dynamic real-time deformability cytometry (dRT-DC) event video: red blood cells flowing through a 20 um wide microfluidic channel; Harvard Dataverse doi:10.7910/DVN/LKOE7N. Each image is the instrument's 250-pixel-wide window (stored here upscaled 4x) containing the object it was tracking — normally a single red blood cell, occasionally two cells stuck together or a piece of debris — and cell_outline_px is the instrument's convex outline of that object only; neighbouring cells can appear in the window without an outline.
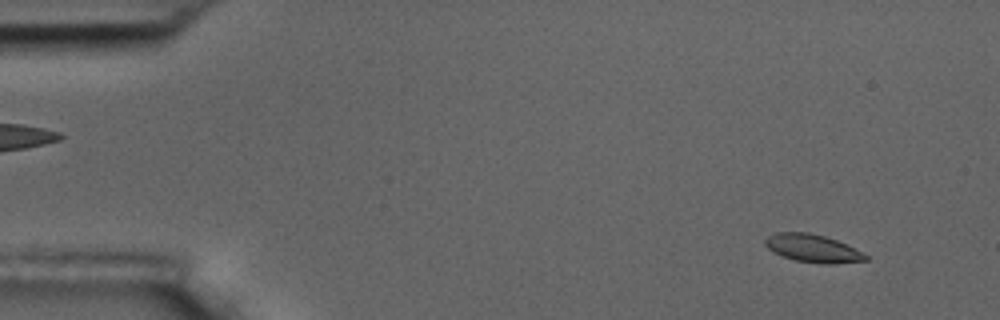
{"species": "common noctule bat (a hibernating species)", "species_latin": "Nyctalus noctula", "temperature_condition": "room temperature", "stored_images_in_passage": 52, "camera_frame_rate_fps": 3000, "um_per_image_px": 0.085, "animal": {"sex": "male", "body_mass_g": 17.5, "forearm_length_mm": 52.3}, "frame": {"image": 1, "passage_image": 1, "time_ms": 0.0, "image_size_px": [1000, 320], "cell_outline_px": [[868, 260], [836, 264], [820, 264], [796, 260], [784, 256], [768, 248], [764, 244], [764, 240], [768, 236], [776, 232], [808, 232], [824, 236], [836, 240], [868, 256]], "centroid_in_image_um": [69.07, 21.11], "position_along_channel_um": 15.9, "area_um2": 16.07}}
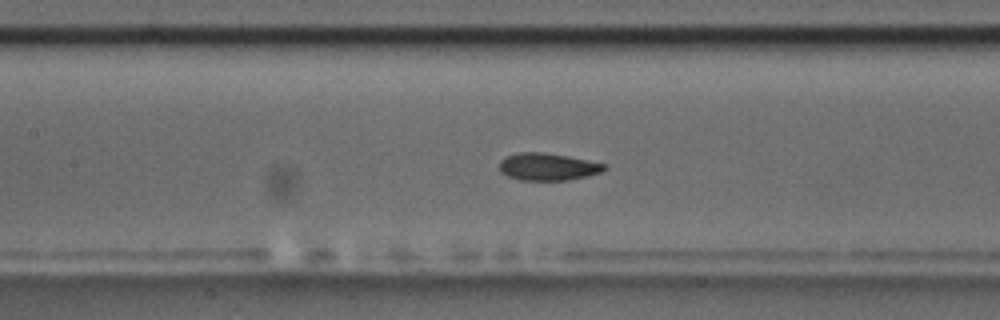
{"frame": {"image": 2, "passage_image": 22, "time_ms": 7.0, "image_size_px": [1000, 320], "cell_outline_px": [[608, 168], [600, 172], [588, 176], [568, 180], [520, 180], [508, 176], [500, 172], [500, 160], [504, 156], [516, 152], [540, 152], [568, 156], [608, 164]], "centroid_in_image_um": [46.56, 14.17], "position_along_channel_um": 160.8, "area_um2": 16.88}}
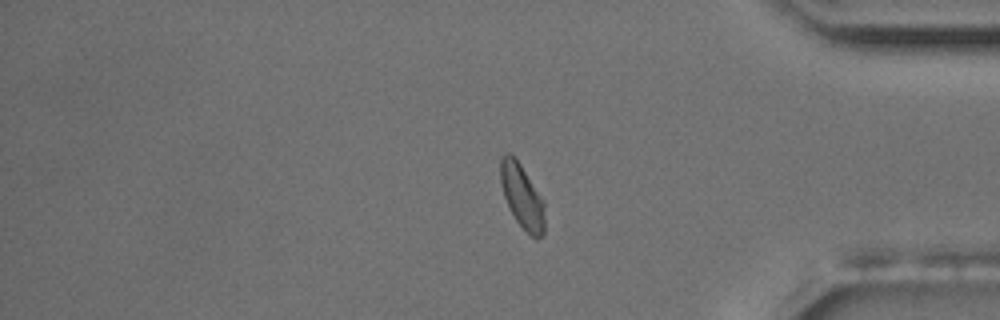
{"frame": {"image": 3, "passage_image": 43, "time_ms": 14.0, "image_size_px": [1000, 320], "cell_outline_px": [[544, 232], [536, 240], [516, 220], [504, 196], [500, 180], [500, 160], [504, 152], [508, 152], [520, 164], [544, 200]], "centroid_in_image_um": [44.38, 16.67], "position_along_channel_um": 390.8, "area_um2": 16.18}, "authors_computed_cell_mechanics": {"area_um2": 16.8776, "velocity_mm_per_s": 3.5994, "shape_relaxation_time_tau1_ms": 3.5303, "shape_relaxation_time_tau2_ms": 1.0269, "deformation_change_tau1": 0.1069, "deformation_change_tau2": 0.0505}}